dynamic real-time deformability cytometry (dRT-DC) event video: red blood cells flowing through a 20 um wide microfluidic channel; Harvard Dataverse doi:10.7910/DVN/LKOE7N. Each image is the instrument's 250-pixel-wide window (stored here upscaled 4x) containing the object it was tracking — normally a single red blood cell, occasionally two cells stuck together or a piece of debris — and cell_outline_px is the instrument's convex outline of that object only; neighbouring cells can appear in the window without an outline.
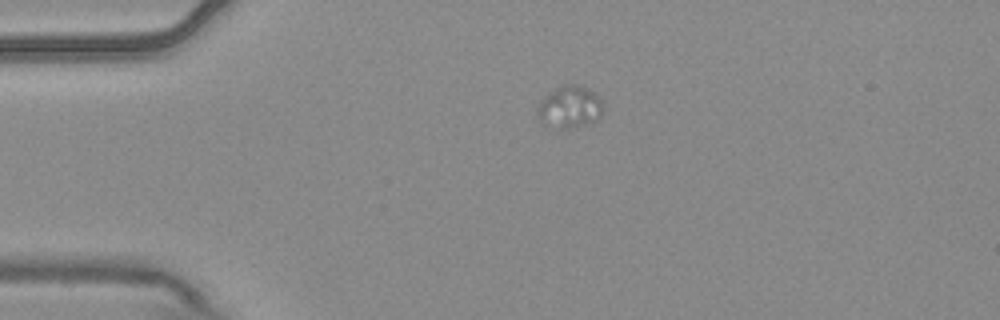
{"species": "common noctule bat (a hibernating species)", "species_latin": "Nyctalus noctula", "temperature_condition": "warm", "stored_images_in_passage": 3, "camera_frame_rate_fps": 3000, "um_per_image_px": 0.085, "animal": {"sex": "male", "body_mass_g": 20.4}, "frame": {"image": 1, "passage_image": 1, "time_ms": 0.0, "image_size_px": [1000, 320], "cell_outline_px": [[604, 112], [596, 120], [572, 128], [556, 128], [544, 124], [540, 120], [536, 112], [536, 108], [540, 100], [544, 96], [560, 84], [576, 84], [588, 88], [596, 92], [604, 108]], "centroid_in_image_um": [48.41, 9.07], "position_along_channel_um": 36.6, "area_um2": 16.42}}
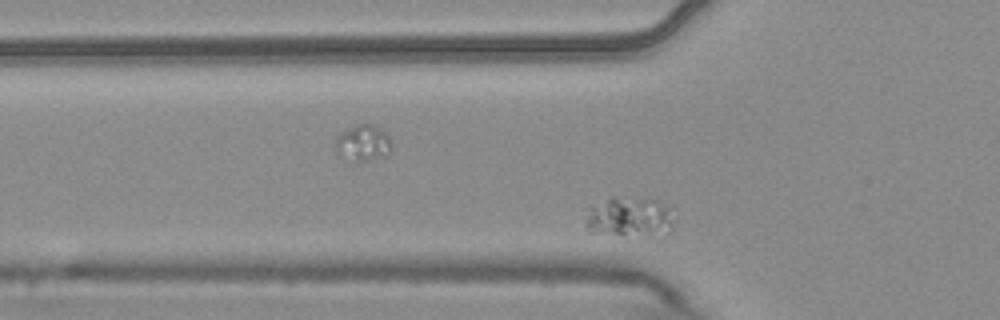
{"frame": {"image": 2, "passage_image": 3, "time_ms": 0.667, "image_size_px": [1000, 320], "cell_outline_px": [[672, 224], [668, 232], [624, 236], [588, 232], [584, 228], [584, 224], [588, 208], [612, 196], [648, 196], [656, 200], [668, 208], [672, 220]], "centroid_in_image_um": [53.4, 18.41], "position_along_channel_um": 72.4, "area_um2": 20.92}}